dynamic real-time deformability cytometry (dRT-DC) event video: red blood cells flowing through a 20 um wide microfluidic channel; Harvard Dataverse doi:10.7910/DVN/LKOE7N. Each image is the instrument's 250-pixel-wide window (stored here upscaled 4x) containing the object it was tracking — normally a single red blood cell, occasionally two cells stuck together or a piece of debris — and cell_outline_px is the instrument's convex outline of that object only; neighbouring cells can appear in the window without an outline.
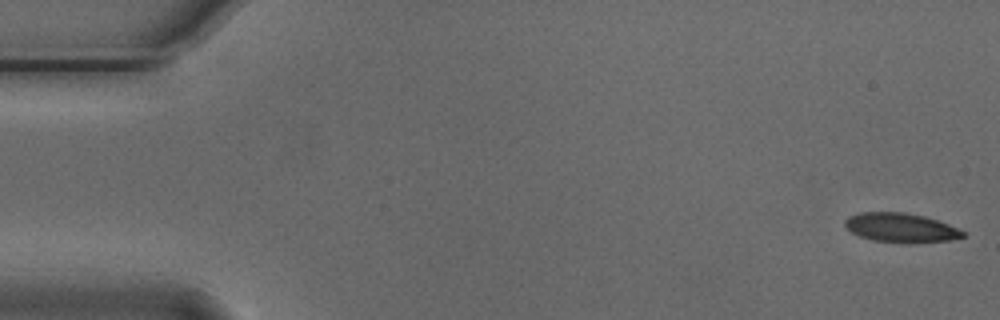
{"species": "Egyptian fruit bat (a non-hibernating species)", "species_latin": "Rousettus aegyptiacus", "temperature_condition": "cold", "stored_images_in_passage": 54, "camera_frame_rate_fps": 3000, "um_per_image_px": 0.085, "animal": {"sex": "male"}, "frame": {"image": 1, "passage_image": 1, "time_ms": 0.0, "image_size_px": [1000, 320], "cell_outline_px": [[964, 236], [948, 240], [908, 244], [904, 244], [872, 240], [860, 236], [852, 232], [844, 224], [844, 220], [848, 216], [860, 212], [904, 212], [924, 216], [948, 224], [964, 232]], "centroid_in_image_um": [76.53, 19.36], "position_along_channel_um": 8.5, "area_um2": 20.11}}
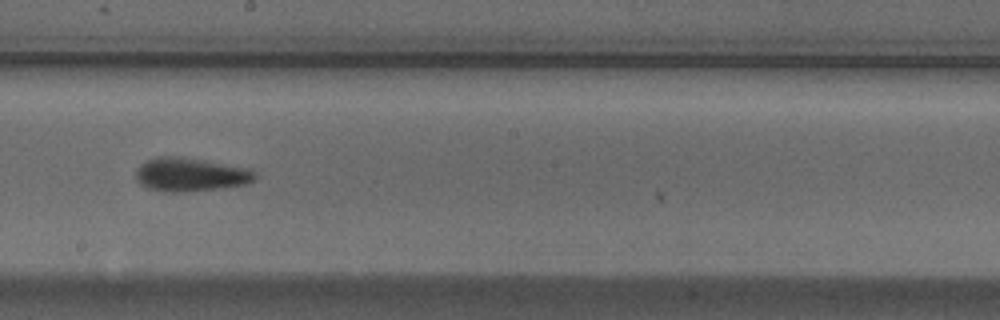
{"frame": {"image": 2, "passage_image": 30, "time_ms": 9.667, "image_size_px": [1000, 320], "cell_outline_px": [[256, 176], [248, 184], [224, 188], [188, 192], [164, 192], [148, 188], [140, 184], [136, 180], [136, 172], [140, 164], [148, 160], [160, 156], [180, 156], [252, 168], [256, 172]], "centroid_in_image_um": [16.22, 14.84], "position_along_channel_um": 232.0, "area_um2": 23.7}}
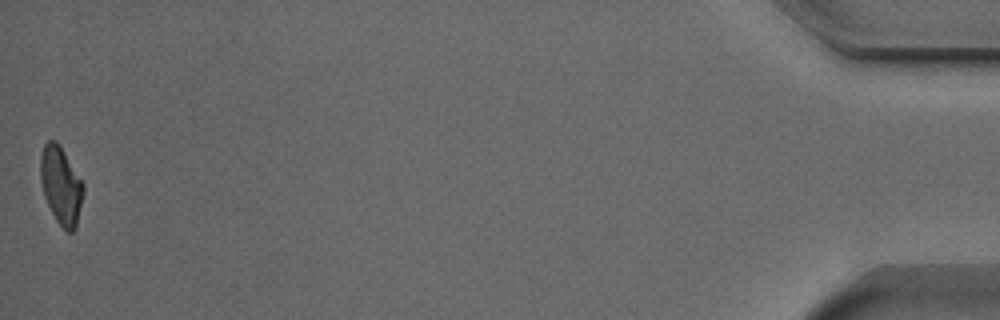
{"frame": {"image": 3, "passage_image": 54, "time_ms": 17.667, "image_size_px": [1000, 320], "cell_outline_px": [[84, 192], [76, 228], [72, 232], [68, 232], [56, 220], [44, 196], [40, 180], [40, 156], [44, 144], [48, 140], [56, 140], [60, 144], [84, 184]], "centroid_in_image_um": [5.18, 15.73], "position_along_channel_um": 430.0, "area_um2": 19.48}, "authors_computed_cell_mechanics": {"area_um2": 20.9236, "velocity_mm_per_s": 3.7437, "shape_relaxation_time_tau1_ms": 2.3607, "shape_relaxation_time_tau2_ms": 4.2418, "deformation_change_tau1": 0.1204, "deformation_change_tau2": 0.1341}}